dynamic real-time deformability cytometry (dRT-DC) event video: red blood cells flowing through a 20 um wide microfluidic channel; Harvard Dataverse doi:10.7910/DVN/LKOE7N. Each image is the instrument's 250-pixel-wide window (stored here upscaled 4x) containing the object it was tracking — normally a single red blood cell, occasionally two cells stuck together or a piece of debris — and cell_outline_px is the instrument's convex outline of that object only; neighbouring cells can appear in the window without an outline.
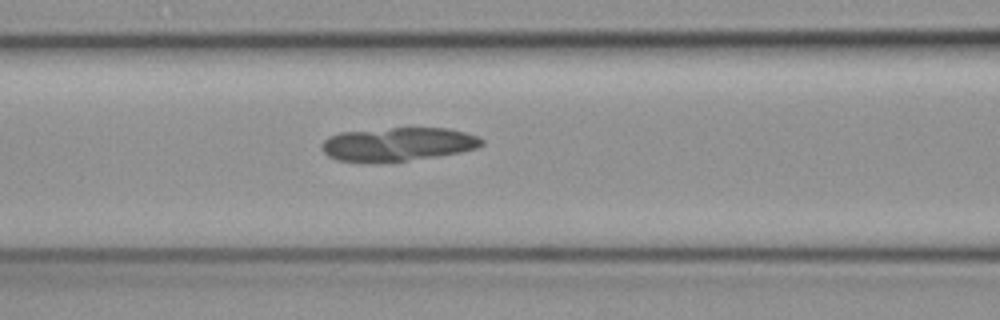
{"species": "common noctule bat (a hibernating species)", "species_latin": "Nyctalus noctula", "temperature_condition": "cold", "stored_images_in_passage": 35, "camera_frame_rate_fps": 3000, "um_per_image_px": 0.085, "animal": {"sex": "female", "body_mass_g": 19.3, "forearm_length_mm": 54.1}, "frame": {"image": 1, "passage_image": 9, "time_ms": 2.667, "image_size_px": [1000, 320], "cell_outline_px": [[484, 144], [476, 148], [460, 152], [436, 156], [380, 164], [368, 164], [336, 160], [328, 156], [324, 152], [320, 144], [328, 136], [340, 132], [392, 128], [448, 128], [464, 132], [476, 136], [484, 140]], "centroid_in_image_um": [33.75, 12.28], "position_along_channel_um": 132.8, "area_um2": 31.79}}
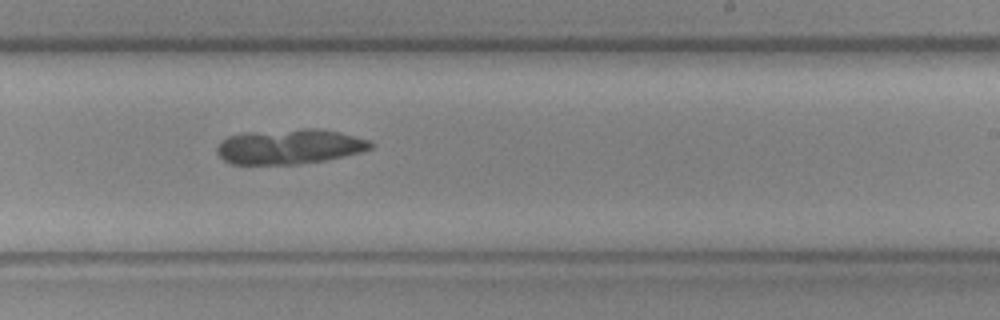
{"frame": {"image": 2, "passage_image": 20, "time_ms": 6.333, "image_size_px": [1000, 320], "cell_outline_px": [[372, 148], [360, 152], [324, 160], [296, 164], [232, 164], [224, 160], [216, 152], [216, 148], [220, 140], [228, 136], [244, 132], [304, 128], [320, 128], [340, 132], [368, 140], [372, 144]], "centroid_in_image_um": [24.56, 12.44], "position_along_channel_um": 264.4, "area_um2": 31.39}}
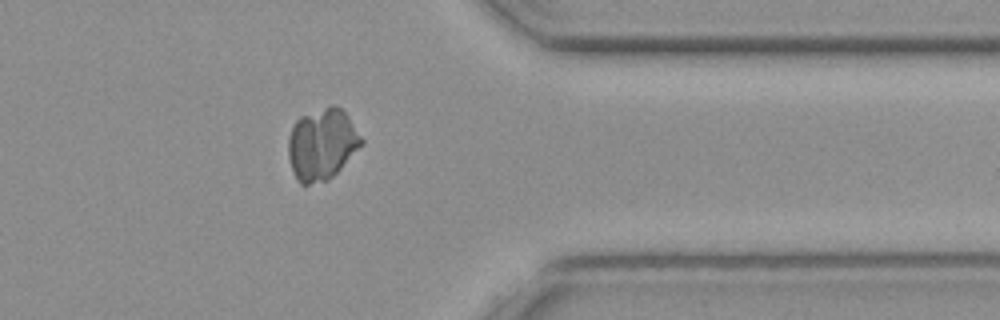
{"frame": {"image": 3, "passage_image": 31, "time_ms": 10.0, "image_size_px": [1000, 320], "cell_outline_px": [[364, 144], [328, 180], [308, 184], [300, 184], [296, 180], [292, 172], [288, 156], [288, 136], [296, 120], [300, 116], [332, 104], [336, 104], [348, 116], [364, 140]], "centroid_in_image_um": [27.36, 12.25], "position_along_channel_um": 384.0, "area_um2": 30.58}}